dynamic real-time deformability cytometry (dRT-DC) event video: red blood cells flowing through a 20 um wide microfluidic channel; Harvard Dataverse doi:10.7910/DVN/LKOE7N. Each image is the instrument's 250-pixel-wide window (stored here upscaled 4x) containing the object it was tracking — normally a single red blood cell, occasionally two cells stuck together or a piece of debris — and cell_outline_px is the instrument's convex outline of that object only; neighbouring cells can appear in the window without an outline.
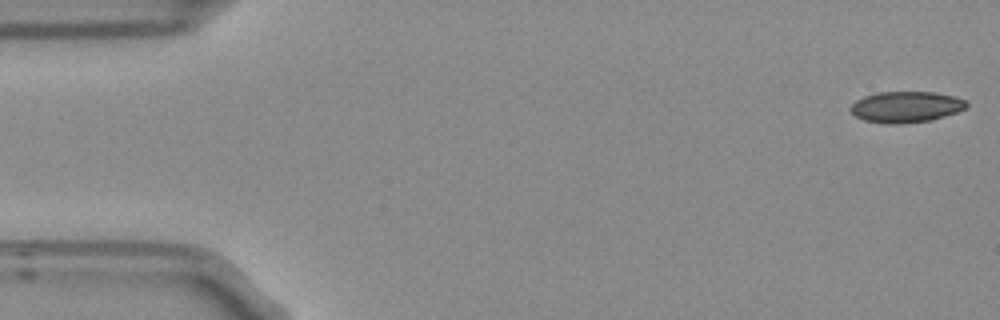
{"species": "Egyptian fruit bat (a non-hibernating species)", "species_latin": "Rousettus aegyptiacus", "temperature_condition": "room temperature", "stored_images_in_passage": 5, "camera_frame_rate_fps": 3000, "um_per_image_px": 0.085, "frame": {"image": 1, "passage_image": 1, "time_ms": 0.0, "image_size_px": [1000, 320], "cell_outline_px": [[968, 104], [964, 108], [956, 112], [932, 120], [900, 124], [884, 124], [864, 120], [856, 116], [848, 108], [856, 100], [864, 96], [876, 92], [932, 92], [956, 96], [964, 100]], "centroid_in_image_um": [76.98, 9.09], "position_along_channel_um": 8.0, "area_um2": 21.04}}
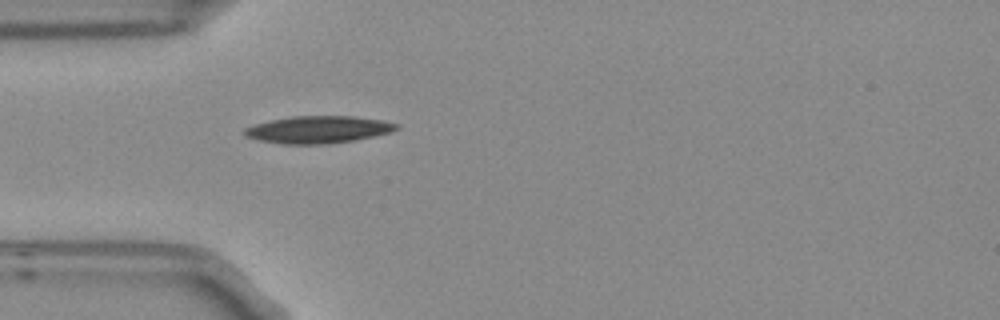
{"frame": {"image": 2, "passage_image": 5, "time_ms": 1.333, "image_size_px": [1000, 320], "cell_outline_px": [[400, 128], [392, 132], [356, 140], [328, 144], [284, 144], [260, 140], [244, 136], [244, 128], [256, 124], [272, 120], [292, 116], [356, 116], [380, 120], [400, 124]], "centroid_in_image_um": [27.1, 11.01], "position_along_channel_um": 57.9, "area_um2": 24.16}}